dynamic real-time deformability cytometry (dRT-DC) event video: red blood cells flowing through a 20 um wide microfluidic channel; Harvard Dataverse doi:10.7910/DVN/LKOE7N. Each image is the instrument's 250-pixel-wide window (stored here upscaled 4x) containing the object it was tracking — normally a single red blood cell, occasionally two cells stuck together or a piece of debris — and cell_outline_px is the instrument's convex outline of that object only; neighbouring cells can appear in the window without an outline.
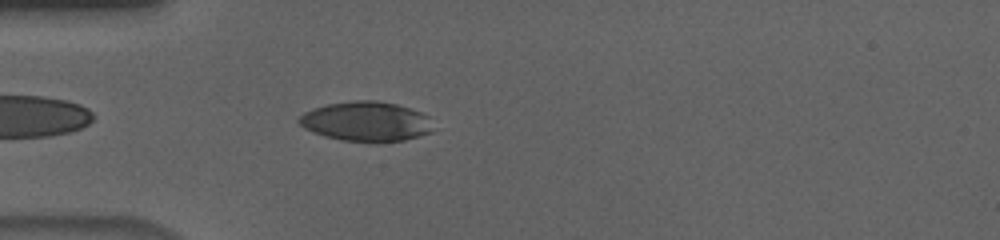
{"species": "human", "species_latin": "Homo sapiens", "temperature_condition": "cold", "stored_images_in_passage": 42, "camera_frame_rate_fps": 3000, "um_per_image_px": 0.085, "donor": {"sex": "male"}, "frame": {"image": 1, "passage_image": 3, "time_ms": 0.667, "image_size_px": [1000, 240], "cell_outline_px": [[432, 132], [420, 136], [404, 140], [376, 144], [344, 140], [324, 136], [312, 132], [304, 128], [296, 120], [304, 112], [312, 108], [328, 104], [352, 100], [376, 100], [396, 104], [420, 112], [428, 116]], "centroid_in_image_um": [31.1, 10.34], "position_along_channel_um": 53.9, "area_um2": 31.39}}
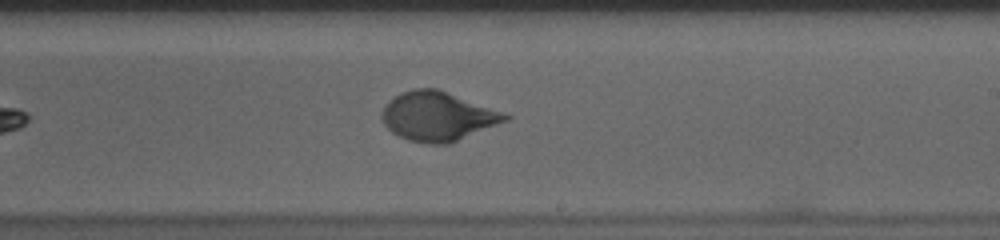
{"frame": {"image": 2, "passage_image": 20, "time_ms": 6.333, "image_size_px": [1000, 240], "cell_outline_px": [[512, 116], [508, 120], [448, 144], [424, 144], [408, 140], [392, 132], [384, 124], [380, 116], [388, 100], [400, 92], [416, 88], [436, 88], [504, 112]], "centroid_in_image_um": [37.19, 9.89], "position_along_channel_um": 251.8, "area_um2": 35.2}}
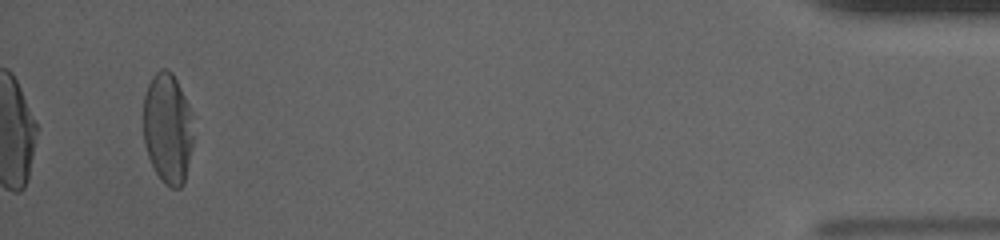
{"frame": {"image": 3, "passage_image": 40, "time_ms": 13.0, "image_size_px": [1000, 240], "cell_outline_px": [[192, 144], [184, 184], [180, 188], [172, 188], [164, 184], [156, 172], [148, 156], [144, 144], [144, 96], [148, 84], [152, 76], [160, 68], [168, 68], [172, 72], [192, 112]], "centroid_in_image_um": [14.25, 10.9], "position_along_channel_um": 421.0, "area_um2": 32.25}, "authors_computed_cell_mechanics": {"area_um2": 33.7841, "velocity_mm_per_s": 3.6667, "shape_relaxation_time_tau1_ms": 4.4395, "shape_relaxation_time_tau2_ms": null, "deformation_change_tau1": 0.1956, "deformation_change_tau2": null}}